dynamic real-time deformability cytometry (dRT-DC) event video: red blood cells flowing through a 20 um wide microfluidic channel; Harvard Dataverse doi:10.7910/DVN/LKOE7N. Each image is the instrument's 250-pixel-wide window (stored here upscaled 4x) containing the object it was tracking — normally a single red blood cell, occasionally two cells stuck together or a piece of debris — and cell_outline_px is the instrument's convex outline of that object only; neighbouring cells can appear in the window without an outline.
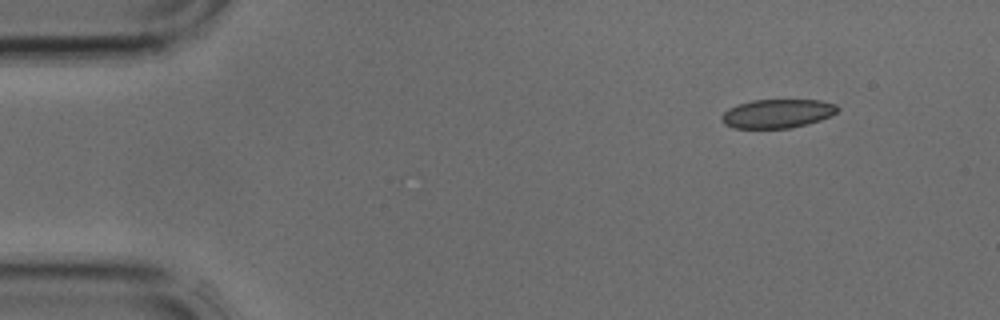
{"species": "common noctule bat (a hibernating species)", "species_latin": "Nyctalus noctula", "temperature_condition": "cold", "stored_images_in_passage": 3, "camera_frame_rate_fps": 3000, "um_per_image_px": 0.085, "animal": {"sex": "male", "body_mass_g": 17.9, "forearm_length_mm": 54.2}, "frame": {"image": 1, "passage_image": 1, "time_ms": 0.0, "image_size_px": [1000, 320], "cell_outline_px": [[840, 108], [832, 116], [808, 124], [792, 128], [732, 128], [724, 124], [720, 116], [728, 108], [752, 100], [820, 100], [836, 104]], "centroid_in_image_um": [66.09, 9.66], "position_along_channel_um": 18.9, "area_um2": 19.59}}
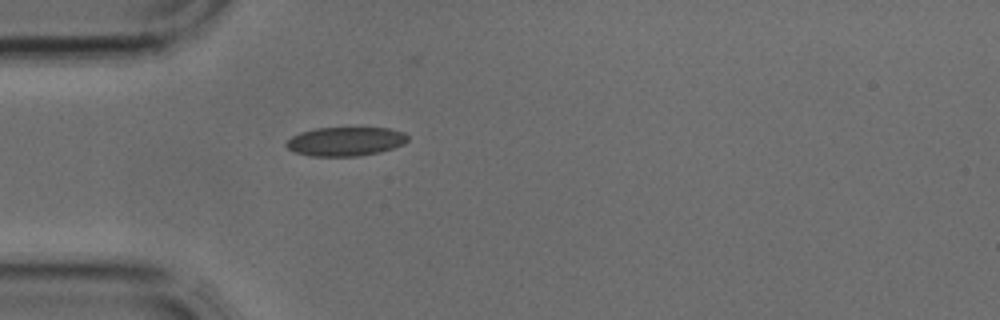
{"frame": {"image": 2, "passage_image": 3, "time_ms": 0.667, "image_size_px": [1000, 320], "cell_outline_px": [[408, 140], [404, 144], [380, 152], [356, 156], [308, 156], [296, 152], [288, 148], [284, 144], [292, 136], [300, 132], [316, 128], [388, 128], [404, 132], [408, 136]], "centroid_in_image_um": [29.36, 12.02], "position_along_channel_um": 55.6, "area_um2": 20.46}}